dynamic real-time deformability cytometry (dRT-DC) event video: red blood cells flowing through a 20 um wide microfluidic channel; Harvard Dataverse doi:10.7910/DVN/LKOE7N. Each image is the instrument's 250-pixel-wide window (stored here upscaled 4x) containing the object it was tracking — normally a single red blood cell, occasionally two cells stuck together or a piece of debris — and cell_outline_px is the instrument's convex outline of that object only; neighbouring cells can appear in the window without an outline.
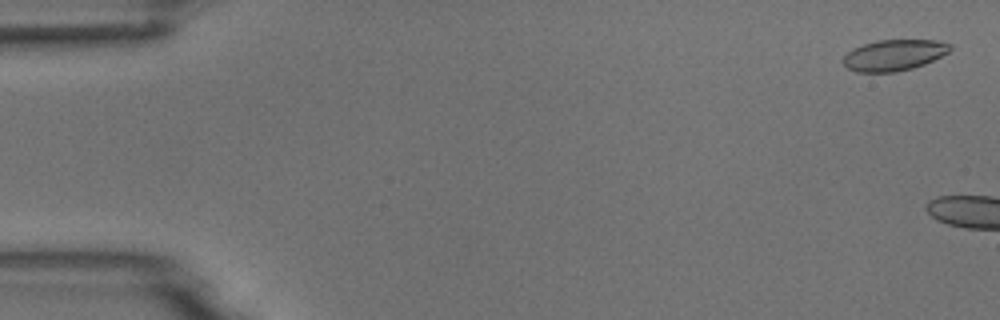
{"species": "common noctule bat (a hibernating species)", "species_latin": "Nyctalus noctula", "temperature_condition": "room temperature", "stored_images_in_passage": 8, "camera_frame_rate_fps": 3000, "um_per_image_px": 0.085, "animal": {"sex": "male", "body_mass_g": 18.8}, "frame": {"image": 1, "passage_image": 2, "time_ms": 0.333, "image_size_px": [1000, 320], "cell_outline_px": [[952, 48], [948, 52], [924, 64], [912, 68], [896, 72], [856, 72], [848, 68], [840, 60], [852, 48], [876, 40], [936, 40], [952, 44]], "centroid_in_image_um": [75.96, 4.68], "position_along_channel_um": 9.0, "area_um2": 19.36}}